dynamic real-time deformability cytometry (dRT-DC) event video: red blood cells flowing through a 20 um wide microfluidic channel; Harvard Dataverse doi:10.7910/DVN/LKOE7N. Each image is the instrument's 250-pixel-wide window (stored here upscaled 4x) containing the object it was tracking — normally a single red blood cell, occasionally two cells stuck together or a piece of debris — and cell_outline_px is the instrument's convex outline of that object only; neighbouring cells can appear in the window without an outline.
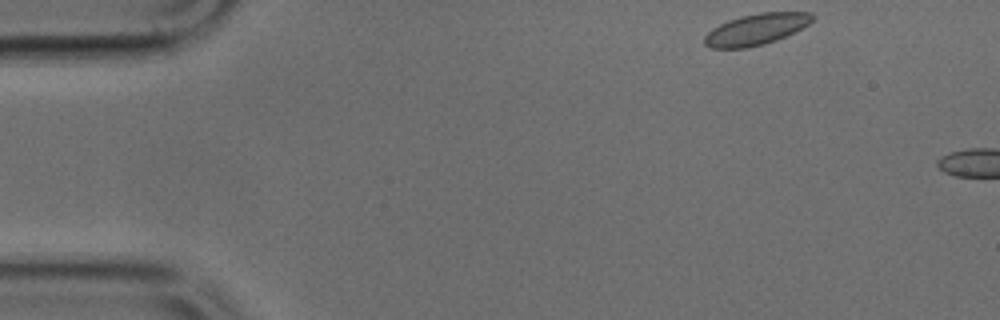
{"species": "common noctule bat (a hibernating species)", "species_latin": "Nyctalus noctula", "temperature_condition": "cold", "stored_images_in_passage": 4, "camera_frame_rate_fps": 3000, "um_per_image_px": 0.085, "animal": {"sex": "male", "body_mass_g": 17.9, "forearm_length_mm": 54.2}, "frame": {"image": 1, "passage_image": 1, "time_ms": 0.0, "image_size_px": [1000, 320], "cell_outline_px": [[816, 16], [808, 24], [776, 40], [764, 44], [748, 48], [712, 48], [704, 44], [704, 36], [712, 28], [728, 20], [740, 16], [760, 12], [812, 12]], "centroid_in_image_um": [64.25, 2.48], "position_along_channel_um": 20.7, "area_um2": 19.54}}